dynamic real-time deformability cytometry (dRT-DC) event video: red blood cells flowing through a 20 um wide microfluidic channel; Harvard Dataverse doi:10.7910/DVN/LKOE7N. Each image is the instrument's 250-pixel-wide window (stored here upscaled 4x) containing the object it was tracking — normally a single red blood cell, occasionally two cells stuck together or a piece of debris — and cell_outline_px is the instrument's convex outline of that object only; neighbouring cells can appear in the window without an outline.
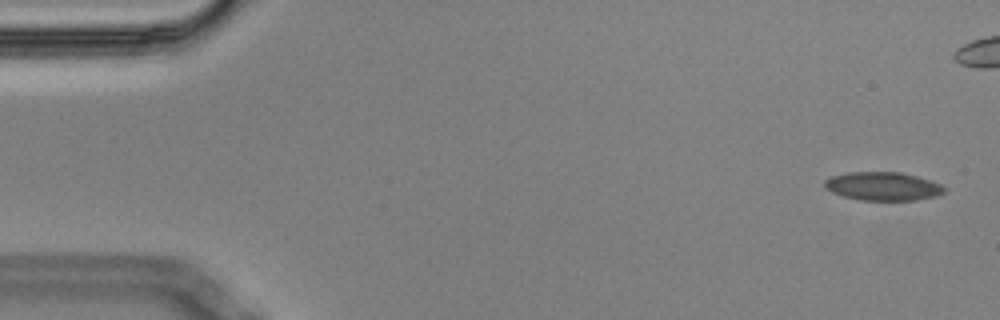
{"species": "Egyptian fruit bat (a non-hibernating species)", "species_latin": "Rousettus aegyptiacus", "temperature_condition": "cold", "stored_images_in_passage": 6, "camera_frame_rate_fps": 3000, "um_per_image_px": 0.085, "animal": {"sex": "male"}, "frame": {"image": 1, "passage_image": 1, "time_ms": 0.0, "image_size_px": [1000, 320], "cell_outline_px": [[948, 188], [944, 192], [936, 196], [916, 200], [860, 200], [844, 196], [832, 192], [824, 188], [824, 180], [832, 176], [848, 172], [900, 172], [916, 176], [940, 184]], "centroid_in_image_um": [75.04, 15.83], "position_along_channel_um": 10.0, "area_um2": 19.83}}